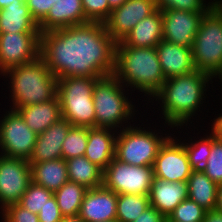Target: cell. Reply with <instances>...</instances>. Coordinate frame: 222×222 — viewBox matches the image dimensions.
<instances>
[{"mask_svg": "<svg viewBox=\"0 0 222 222\" xmlns=\"http://www.w3.org/2000/svg\"><path fill=\"white\" fill-rule=\"evenodd\" d=\"M117 42L102 22H88L40 35V57L55 77L114 74Z\"/></svg>", "mask_w": 222, "mask_h": 222, "instance_id": "1", "label": "cell"}, {"mask_svg": "<svg viewBox=\"0 0 222 222\" xmlns=\"http://www.w3.org/2000/svg\"><path fill=\"white\" fill-rule=\"evenodd\" d=\"M213 94L214 78L195 70L190 74L166 79L145 105L144 111L151 119L174 129L181 126H206Z\"/></svg>", "mask_w": 222, "mask_h": 222, "instance_id": "2", "label": "cell"}, {"mask_svg": "<svg viewBox=\"0 0 222 222\" xmlns=\"http://www.w3.org/2000/svg\"><path fill=\"white\" fill-rule=\"evenodd\" d=\"M1 80L0 105L5 107H25L57 97L58 78L40 56L30 63L8 69L0 75Z\"/></svg>", "mask_w": 222, "mask_h": 222, "instance_id": "3", "label": "cell"}, {"mask_svg": "<svg viewBox=\"0 0 222 222\" xmlns=\"http://www.w3.org/2000/svg\"><path fill=\"white\" fill-rule=\"evenodd\" d=\"M113 75L144 105L166 80L155 47H130L121 41L116 44Z\"/></svg>", "mask_w": 222, "mask_h": 222, "instance_id": "4", "label": "cell"}, {"mask_svg": "<svg viewBox=\"0 0 222 222\" xmlns=\"http://www.w3.org/2000/svg\"><path fill=\"white\" fill-rule=\"evenodd\" d=\"M93 105L95 127L110 128L117 132L133 125L145 113V105L114 75L96 82Z\"/></svg>", "mask_w": 222, "mask_h": 222, "instance_id": "5", "label": "cell"}, {"mask_svg": "<svg viewBox=\"0 0 222 222\" xmlns=\"http://www.w3.org/2000/svg\"><path fill=\"white\" fill-rule=\"evenodd\" d=\"M174 128L145 113L131 126L117 132L115 158L135 166H153L164 142Z\"/></svg>", "mask_w": 222, "mask_h": 222, "instance_id": "6", "label": "cell"}, {"mask_svg": "<svg viewBox=\"0 0 222 222\" xmlns=\"http://www.w3.org/2000/svg\"><path fill=\"white\" fill-rule=\"evenodd\" d=\"M104 77H60L58 93L62 118L73 126L95 127L93 88Z\"/></svg>", "mask_w": 222, "mask_h": 222, "instance_id": "7", "label": "cell"}, {"mask_svg": "<svg viewBox=\"0 0 222 222\" xmlns=\"http://www.w3.org/2000/svg\"><path fill=\"white\" fill-rule=\"evenodd\" d=\"M192 55L196 70L213 78L222 70V7L217 2L201 20Z\"/></svg>", "mask_w": 222, "mask_h": 222, "instance_id": "8", "label": "cell"}, {"mask_svg": "<svg viewBox=\"0 0 222 222\" xmlns=\"http://www.w3.org/2000/svg\"><path fill=\"white\" fill-rule=\"evenodd\" d=\"M0 106V154L29 160L38 135L17 110Z\"/></svg>", "mask_w": 222, "mask_h": 222, "instance_id": "9", "label": "cell"}, {"mask_svg": "<svg viewBox=\"0 0 222 222\" xmlns=\"http://www.w3.org/2000/svg\"><path fill=\"white\" fill-rule=\"evenodd\" d=\"M154 178L153 166L129 165L114 157L103 170L102 185L117 195H149Z\"/></svg>", "mask_w": 222, "mask_h": 222, "instance_id": "10", "label": "cell"}, {"mask_svg": "<svg viewBox=\"0 0 222 222\" xmlns=\"http://www.w3.org/2000/svg\"><path fill=\"white\" fill-rule=\"evenodd\" d=\"M40 32L0 33V75L40 56Z\"/></svg>", "mask_w": 222, "mask_h": 222, "instance_id": "11", "label": "cell"}, {"mask_svg": "<svg viewBox=\"0 0 222 222\" xmlns=\"http://www.w3.org/2000/svg\"><path fill=\"white\" fill-rule=\"evenodd\" d=\"M31 181L28 160L0 154V212L19 203Z\"/></svg>", "mask_w": 222, "mask_h": 222, "instance_id": "12", "label": "cell"}, {"mask_svg": "<svg viewBox=\"0 0 222 222\" xmlns=\"http://www.w3.org/2000/svg\"><path fill=\"white\" fill-rule=\"evenodd\" d=\"M155 178L187 182L192 173L183 143L172 134L161 146L153 165Z\"/></svg>", "mask_w": 222, "mask_h": 222, "instance_id": "13", "label": "cell"}, {"mask_svg": "<svg viewBox=\"0 0 222 222\" xmlns=\"http://www.w3.org/2000/svg\"><path fill=\"white\" fill-rule=\"evenodd\" d=\"M157 9L155 0H127L112 10L103 22L108 34L118 43L136 24Z\"/></svg>", "mask_w": 222, "mask_h": 222, "instance_id": "14", "label": "cell"}, {"mask_svg": "<svg viewBox=\"0 0 222 222\" xmlns=\"http://www.w3.org/2000/svg\"><path fill=\"white\" fill-rule=\"evenodd\" d=\"M205 13L172 9L162 10L163 39L170 43L192 48Z\"/></svg>", "mask_w": 222, "mask_h": 222, "instance_id": "15", "label": "cell"}, {"mask_svg": "<svg viewBox=\"0 0 222 222\" xmlns=\"http://www.w3.org/2000/svg\"><path fill=\"white\" fill-rule=\"evenodd\" d=\"M173 134L183 143L192 171L204 172L212 142L218 136L206 126H181Z\"/></svg>", "mask_w": 222, "mask_h": 222, "instance_id": "16", "label": "cell"}, {"mask_svg": "<svg viewBox=\"0 0 222 222\" xmlns=\"http://www.w3.org/2000/svg\"><path fill=\"white\" fill-rule=\"evenodd\" d=\"M118 195L105 188L87 189L80 207L79 216L85 222L116 220Z\"/></svg>", "mask_w": 222, "mask_h": 222, "instance_id": "17", "label": "cell"}, {"mask_svg": "<svg viewBox=\"0 0 222 222\" xmlns=\"http://www.w3.org/2000/svg\"><path fill=\"white\" fill-rule=\"evenodd\" d=\"M155 48L165 79L190 74L196 70L192 48L170 43L164 39Z\"/></svg>", "mask_w": 222, "mask_h": 222, "instance_id": "18", "label": "cell"}, {"mask_svg": "<svg viewBox=\"0 0 222 222\" xmlns=\"http://www.w3.org/2000/svg\"><path fill=\"white\" fill-rule=\"evenodd\" d=\"M73 125L64 118L53 123L37 136L32 156L28 162L34 163L62 158V143Z\"/></svg>", "mask_w": 222, "mask_h": 222, "instance_id": "19", "label": "cell"}, {"mask_svg": "<svg viewBox=\"0 0 222 222\" xmlns=\"http://www.w3.org/2000/svg\"><path fill=\"white\" fill-rule=\"evenodd\" d=\"M90 22L81 0H55L47 16L38 24L40 33Z\"/></svg>", "mask_w": 222, "mask_h": 222, "instance_id": "20", "label": "cell"}, {"mask_svg": "<svg viewBox=\"0 0 222 222\" xmlns=\"http://www.w3.org/2000/svg\"><path fill=\"white\" fill-rule=\"evenodd\" d=\"M188 198L187 182H167L154 178L149 193L150 205L168 218L174 209Z\"/></svg>", "mask_w": 222, "mask_h": 222, "instance_id": "21", "label": "cell"}, {"mask_svg": "<svg viewBox=\"0 0 222 222\" xmlns=\"http://www.w3.org/2000/svg\"><path fill=\"white\" fill-rule=\"evenodd\" d=\"M117 131L88 127V143L84 156L104 170L115 157Z\"/></svg>", "mask_w": 222, "mask_h": 222, "instance_id": "22", "label": "cell"}, {"mask_svg": "<svg viewBox=\"0 0 222 222\" xmlns=\"http://www.w3.org/2000/svg\"><path fill=\"white\" fill-rule=\"evenodd\" d=\"M17 110L29 128L37 135L62 118L60 100L54 99L25 107H8Z\"/></svg>", "mask_w": 222, "mask_h": 222, "instance_id": "23", "label": "cell"}, {"mask_svg": "<svg viewBox=\"0 0 222 222\" xmlns=\"http://www.w3.org/2000/svg\"><path fill=\"white\" fill-rule=\"evenodd\" d=\"M162 26L161 10L157 8L139 21L121 42L130 47H155L163 40Z\"/></svg>", "mask_w": 222, "mask_h": 222, "instance_id": "24", "label": "cell"}, {"mask_svg": "<svg viewBox=\"0 0 222 222\" xmlns=\"http://www.w3.org/2000/svg\"><path fill=\"white\" fill-rule=\"evenodd\" d=\"M31 177L34 183L56 192L69 181L66 160L59 158L34 163L31 165Z\"/></svg>", "mask_w": 222, "mask_h": 222, "instance_id": "25", "label": "cell"}, {"mask_svg": "<svg viewBox=\"0 0 222 222\" xmlns=\"http://www.w3.org/2000/svg\"><path fill=\"white\" fill-rule=\"evenodd\" d=\"M40 32L26 3H11L0 9V33Z\"/></svg>", "mask_w": 222, "mask_h": 222, "instance_id": "26", "label": "cell"}, {"mask_svg": "<svg viewBox=\"0 0 222 222\" xmlns=\"http://www.w3.org/2000/svg\"><path fill=\"white\" fill-rule=\"evenodd\" d=\"M68 180L86 189L97 188L103 183V170L84 155L67 159Z\"/></svg>", "mask_w": 222, "mask_h": 222, "instance_id": "27", "label": "cell"}, {"mask_svg": "<svg viewBox=\"0 0 222 222\" xmlns=\"http://www.w3.org/2000/svg\"><path fill=\"white\" fill-rule=\"evenodd\" d=\"M188 198L206 211L215 209L218 185L204 172L192 171L187 180Z\"/></svg>", "mask_w": 222, "mask_h": 222, "instance_id": "28", "label": "cell"}, {"mask_svg": "<svg viewBox=\"0 0 222 222\" xmlns=\"http://www.w3.org/2000/svg\"><path fill=\"white\" fill-rule=\"evenodd\" d=\"M87 189L78 183L66 182L54 196L63 217L78 215Z\"/></svg>", "mask_w": 222, "mask_h": 222, "instance_id": "29", "label": "cell"}, {"mask_svg": "<svg viewBox=\"0 0 222 222\" xmlns=\"http://www.w3.org/2000/svg\"><path fill=\"white\" fill-rule=\"evenodd\" d=\"M149 206V195L119 194L116 220L118 222H133Z\"/></svg>", "mask_w": 222, "mask_h": 222, "instance_id": "30", "label": "cell"}, {"mask_svg": "<svg viewBox=\"0 0 222 222\" xmlns=\"http://www.w3.org/2000/svg\"><path fill=\"white\" fill-rule=\"evenodd\" d=\"M88 143V127L72 126L62 143V159L83 156Z\"/></svg>", "mask_w": 222, "mask_h": 222, "instance_id": "31", "label": "cell"}, {"mask_svg": "<svg viewBox=\"0 0 222 222\" xmlns=\"http://www.w3.org/2000/svg\"><path fill=\"white\" fill-rule=\"evenodd\" d=\"M53 196L54 192L31 181L27 190L23 193L19 204L25 209L38 214L40 209H43L47 201Z\"/></svg>", "mask_w": 222, "mask_h": 222, "instance_id": "32", "label": "cell"}, {"mask_svg": "<svg viewBox=\"0 0 222 222\" xmlns=\"http://www.w3.org/2000/svg\"><path fill=\"white\" fill-rule=\"evenodd\" d=\"M205 213V209L195 201L187 198L174 209L166 219V222H202Z\"/></svg>", "mask_w": 222, "mask_h": 222, "instance_id": "33", "label": "cell"}, {"mask_svg": "<svg viewBox=\"0 0 222 222\" xmlns=\"http://www.w3.org/2000/svg\"><path fill=\"white\" fill-rule=\"evenodd\" d=\"M217 0H155L158 9L182 10L189 12H207Z\"/></svg>", "mask_w": 222, "mask_h": 222, "instance_id": "34", "label": "cell"}, {"mask_svg": "<svg viewBox=\"0 0 222 222\" xmlns=\"http://www.w3.org/2000/svg\"><path fill=\"white\" fill-rule=\"evenodd\" d=\"M204 173L217 185L222 184V138L217 137L212 142V148Z\"/></svg>", "mask_w": 222, "mask_h": 222, "instance_id": "35", "label": "cell"}, {"mask_svg": "<svg viewBox=\"0 0 222 222\" xmlns=\"http://www.w3.org/2000/svg\"><path fill=\"white\" fill-rule=\"evenodd\" d=\"M85 17L90 22H104L110 15L108 0H81Z\"/></svg>", "mask_w": 222, "mask_h": 222, "instance_id": "36", "label": "cell"}, {"mask_svg": "<svg viewBox=\"0 0 222 222\" xmlns=\"http://www.w3.org/2000/svg\"><path fill=\"white\" fill-rule=\"evenodd\" d=\"M0 222H39V218L38 214L17 203L7 206L0 212Z\"/></svg>", "mask_w": 222, "mask_h": 222, "instance_id": "37", "label": "cell"}, {"mask_svg": "<svg viewBox=\"0 0 222 222\" xmlns=\"http://www.w3.org/2000/svg\"><path fill=\"white\" fill-rule=\"evenodd\" d=\"M213 106L216 107L213 108ZM206 127H208L218 137L222 138V96L216 93H214L212 97L210 117Z\"/></svg>", "mask_w": 222, "mask_h": 222, "instance_id": "38", "label": "cell"}, {"mask_svg": "<svg viewBox=\"0 0 222 222\" xmlns=\"http://www.w3.org/2000/svg\"><path fill=\"white\" fill-rule=\"evenodd\" d=\"M55 0H26L32 18L39 24L49 13Z\"/></svg>", "mask_w": 222, "mask_h": 222, "instance_id": "39", "label": "cell"}, {"mask_svg": "<svg viewBox=\"0 0 222 222\" xmlns=\"http://www.w3.org/2000/svg\"><path fill=\"white\" fill-rule=\"evenodd\" d=\"M39 222H60L63 218L57 205L55 196L47 201L43 209L38 212Z\"/></svg>", "mask_w": 222, "mask_h": 222, "instance_id": "40", "label": "cell"}, {"mask_svg": "<svg viewBox=\"0 0 222 222\" xmlns=\"http://www.w3.org/2000/svg\"><path fill=\"white\" fill-rule=\"evenodd\" d=\"M166 217H164L157 209L153 208L151 205L144 210L142 214L133 222H166Z\"/></svg>", "mask_w": 222, "mask_h": 222, "instance_id": "41", "label": "cell"}, {"mask_svg": "<svg viewBox=\"0 0 222 222\" xmlns=\"http://www.w3.org/2000/svg\"><path fill=\"white\" fill-rule=\"evenodd\" d=\"M202 222H222V212L216 209L206 211Z\"/></svg>", "mask_w": 222, "mask_h": 222, "instance_id": "42", "label": "cell"}, {"mask_svg": "<svg viewBox=\"0 0 222 222\" xmlns=\"http://www.w3.org/2000/svg\"><path fill=\"white\" fill-rule=\"evenodd\" d=\"M214 93L222 96V70L214 77Z\"/></svg>", "mask_w": 222, "mask_h": 222, "instance_id": "43", "label": "cell"}, {"mask_svg": "<svg viewBox=\"0 0 222 222\" xmlns=\"http://www.w3.org/2000/svg\"><path fill=\"white\" fill-rule=\"evenodd\" d=\"M215 209L222 212V184L218 185V189H217V203H216Z\"/></svg>", "mask_w": 222, "mask_h": 222, "instance_id": "44", "label": "cell"}, {"mask_svg": "<svg viewBox=\"0 0 222 222\" xmlns=\"http://www.w3.org/2000/svg\"><path fill=\"white\" fill-rule=\"evenodd\" d=\"M60 222H85L79 215L65 216Z\"/></svg>", "mask_w": 222, "mask_h": 222, "instance_id": "45", "label": "cell"}, {"mask_svg": "<svg viewBox=\"0 0 222 222\" xmlns=\"http://www.w3.org/2000/svg\"><path fill=\"white\" fill-rule=\"evenodd\" d=\"M127 0H108L110 6V12L121 5H123Z\"/></svg>", "mask_w": 222, "mask_h": 222, "instance_id": "46", "label": "cell"}, {"mask_svg": "<svg viewBox=\"0 0 222 222\" xmlns=\"http://www.w3.org/2000/svg\"><path fill=\"white\" fill-rule=\"evenodd\" d=\"M26 3V0H0V9L6 8L11 3Z\"/></svg>", "mask_w": 222, "mask_h": 222, "instance_id": "47", "label": "cell"}, {"mask_svg": "<svg viewBox=\"0 0 222 222\" xmlns=\"http://www.w3.org/2000/svg\"><path fill=\"white\" fill-rule=\"evenodd\" d=\"M217 3L222 7V0H217Z\"/></svg>", "mask_w": 222, "mask_h": 222, "instance_id": "48", "label": "cell"}, {"mask_svg": "<svg viewBox=\"0 0 222 222\" xmlns=\"http://www.w3.org/2000/svg\"><path fill=\"white\" fill-rule=\"evenodd\" d=\"M103 222H118L117 220H109V221H103Z\"/></svg>", "mask_w": 222, "mask_h": 222, "instance_id": "49", "label": "cell"}]
</instances>
